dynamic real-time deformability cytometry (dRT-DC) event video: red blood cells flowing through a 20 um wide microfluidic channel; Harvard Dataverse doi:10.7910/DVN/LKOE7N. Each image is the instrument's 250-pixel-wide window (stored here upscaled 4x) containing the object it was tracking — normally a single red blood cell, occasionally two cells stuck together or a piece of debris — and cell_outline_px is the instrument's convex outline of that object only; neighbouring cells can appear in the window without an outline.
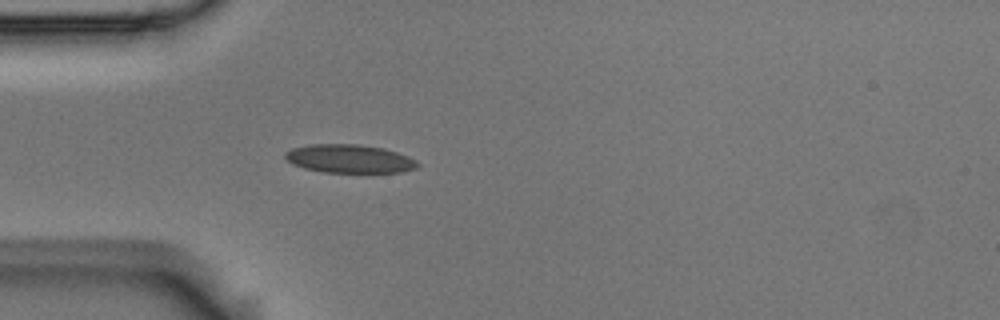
{"species": "Egyptian fruit bat (a non-hibernating species)", "species_latin": "Rousettus aegyptiacus", "temperature_condition": "room temperature", "stored_images_in_passage": 4, "camera_frame_rate_fps": 3000, "um_per_image_px": 0.085, "animal": {"sex": "male"}, "frame": {"image": 1, "passage_image": 4, "time_ms": 1.0, "image_size_px": [1000, 320], "cell_outline_px": [[420, 164], [416, 168], [400, 172], [324, 172], [304, 168], [292, 164], [284, 156], [284, 152], [292, 148], [312, 144], [356, 144], [384, 148], [408, 156], [416, 160]], "centroid_in_image_um": [29.69, 13.49], "position_along_channel_um": 55.3, "area_um2": 21.85}}